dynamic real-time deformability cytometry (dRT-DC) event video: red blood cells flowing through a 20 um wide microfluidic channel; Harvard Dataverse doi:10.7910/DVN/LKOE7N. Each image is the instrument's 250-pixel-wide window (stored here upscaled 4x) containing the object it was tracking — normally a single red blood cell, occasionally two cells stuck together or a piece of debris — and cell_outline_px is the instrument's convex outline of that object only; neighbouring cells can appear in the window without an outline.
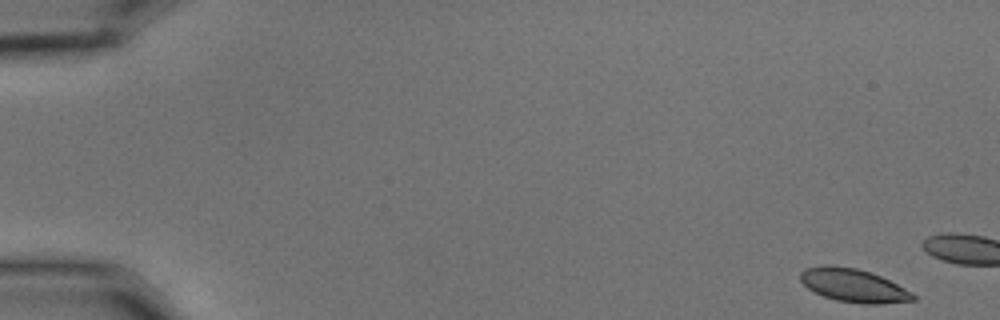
{"species": "common noctule bat (a hibernating species)", "species_latin": "Nyctalus noctula", "temperature_condition": "cold", "stored_images_in_passage": 13, "camera_frame_rate_fps": 3000, "um_per_image_px": 0.085, "animal": {"sex": "male", "body_mass_g": 15.6}, "frame": {"image": 1, "passage_image": 1, "time_ms": 0.0, "image_size_px": [1000, 320], "cell_outline_px": [[916, 300], [880, 304], [864, 304], [836, 300], [824, 296], [808, 288], [800, 280], [800, 272], [804, 268], [824, 264], [828, 264], [856, 268], [880, 276], [912, 292], [916, 296]], "centroid_in_image_um": [72.52, 24.25], "position_along_channel_um": 12.5, "area_um2": 21.79}}